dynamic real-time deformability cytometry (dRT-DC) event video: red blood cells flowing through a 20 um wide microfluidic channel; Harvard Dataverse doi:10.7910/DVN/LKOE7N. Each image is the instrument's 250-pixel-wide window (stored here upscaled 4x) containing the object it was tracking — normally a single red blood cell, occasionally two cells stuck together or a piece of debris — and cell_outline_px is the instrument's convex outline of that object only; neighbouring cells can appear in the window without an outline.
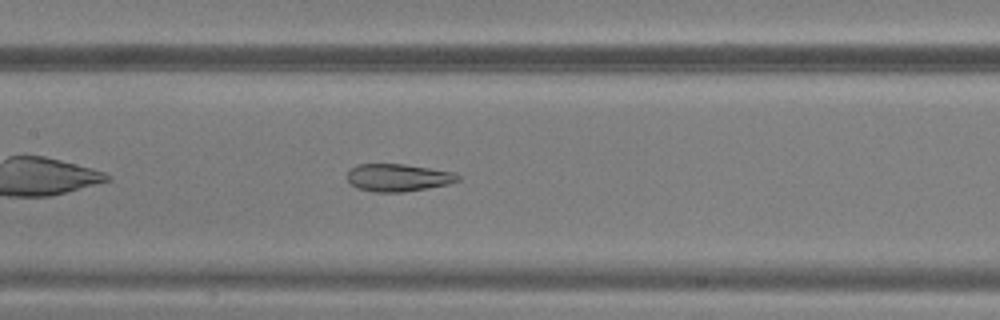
{"species": "common noctule bat (a hibernating species)", "species_latin": "Nyctalus noctula", "temperature_condition": "warm", "stored_images_in_passage": 35, "camera_frame_rate_fps": 3000, "um_per_image_px": 0.085, "animal": {"sex": "male", "body_mass_g": 20.5, "forearm_length_mm": 52.5}, "frame": {"image": 1, "passage_image": 10, "time_ms": 3.0, "image_size_px": [1000, 320], "cell_outline_px": [[460, 180], [448, 184], [428, 188], [404, 192], [376, 192], [360, 188], [352, 184], [348, 180], [348, 172], [352, 168], [360, 164], [404, 164], [456, 172], [460, 176]], "centroid_in_image_um": [33.9, 15.09], "position_along_channel_um": 173.5, "area_um2": 17.63}}
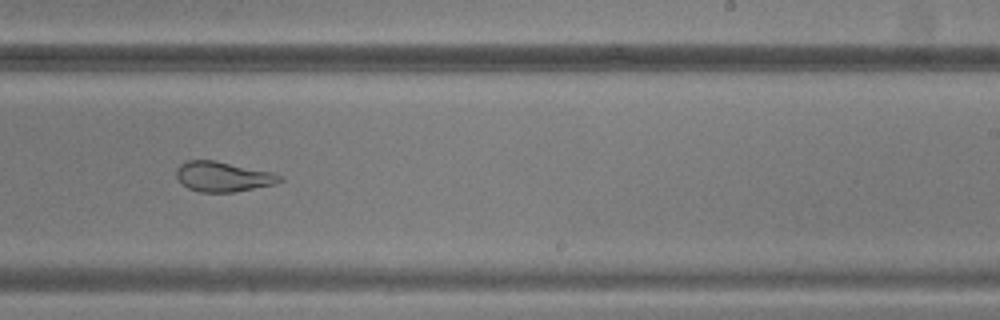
{"frame": {"image": 2, "passage_image": 17, "time_ms": 5.333, "image_size_px": [1000, 320], "cell_outline_px": [[284, 180], [276, 184], [232, 192], [200, 192], [188, 188], [176, 176], [176, 168], [180, 164], [188, 160], [212, 160], [272, 172], [284, 176]], "centroid_in_image_um": [18.98, 15.01], "position_along_channel_um": 270.0, "area_um2": 17.98}}
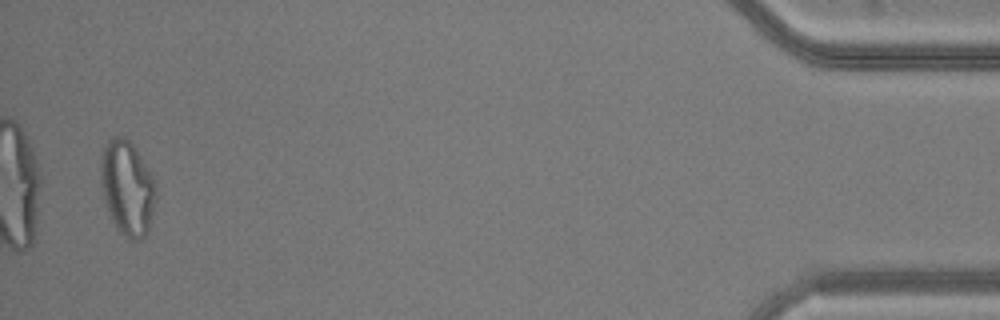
{"frame": {"image": 3, "passage_image": 34, "time_ms": 11.0, "image_size_px": [1000, 320], "cell_outline_px": [[156, 196], [148, 228], [144, 236], [140, 240], [128, 240], [116, 228], [112, 220], [104, 200], [100, 184], [100, 156], [104, 144], [112, 136], [124, 136], [132, 144], [156, 180]], "centroid_in_image_um": [10.79, 15.94], "position_along_channel_um": 424.4, "area_um2": 30.69}}